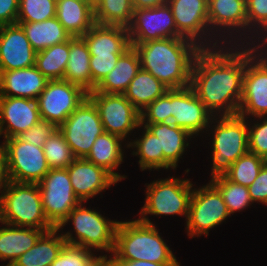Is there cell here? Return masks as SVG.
<instances>
[{
	"label": "cell",
	"mask_w": 267,
	"mask_h": 266,
	"mask_svg": "<svg viewBox=\"0 0 267 266\" xmlns=\"http://www.w3.org/2000/svg\"><path fill=\"white\" fill-rule=\"evenodd\" d=\"M40 120L37 100L0 96V139L19 136Z\"/></svg>",
	"instance_id": "ffe728a7"
},
{
	"label": "cell",
	"mask_w": 267,
	"mask_h": 266,
	"mask_svg": "<svg viewBox=\"0 0 267 266\" xmlns=\"http://www.w3.org/2000/svg\"><path fill=\"white\" fill-rule=\"evenodd\" d=\"M134 10L154 8L164 5L168 0H131Z\"/></svg>",
	"instance_id": "f907efd6"
},
{
	"label": "cell",
	"mask_w": 267,
	"mask_h": 266,
	"mask_svg": "<svg viewBox=\"0 0 267 266\" xmlns=\"http://www.w3.org/2000/svg\"><path fill=\"white\" fill-rule=\"evenodd\" d=\"M220 191L230 216L247 212L251 207L255 208L248 192V187L228 180L224 175L210 180Z\"/></svg>",
	"instance_id": "d590c367"
},
{
	"label": "cell",
	"mask_w": 267,
	"mask_h": 266,
	"mask_svg": "<svg viewBox=\"0 0 267 266\" xmlns=\"http://www.w3.org/2000/svg\"><path fill=\"white\" fill-rule=\"evenodd\" d=\"M170 109L171 123L187 130L198 141L214 118L190 86L170 89Z\"/></svg>",
	"instance_id": "e0dca14e"
},
{
	"label": "cell",
	"mask_w": 267,
	"mask_h": 266,
	"mask_svg": "<svg viewBox=\"0 0 267 266\" xmlns=\"http://www.w3.org/2000/svg\"><path fill=\"white\" fill-rule=\"evenodd\" d=\"M248 45L267 47V0H246Z\"/></svg>",
	"instance_id": "8d00e7d4"
},
{
	"label": "cell",
	"mask_w": 267,
	"mask_h": 266,
	"mask_svg": "<svg viewBox=\"0 0 267 266\" xmlns=\"http://www.w3.org/2000/svg\"><path fill=\"white\" fill-rule=\"evenodd\" d=\"M49 80L31 66L10 71H0V96L36 100Z\"/></svg>",
	"instance_id": "d4e9b609"
},
{
	"label": "cell",
	"mask_w": 267,
	"mask_h": 266,
	"mask_svg": "<svg viewBox=\"0 0 267 266\" xmlns=\"http://www.w3.org/2000/svg\"><path fill=\"white\" fill-rule=\"evenodd\" d=\"M82 38L90 54H123L131 47L128 28L95 24Z\"/></svg>",
	"instance_id": "4316f807"
},
{
	"label": "cell",
	"mask_w": 267,
	"mask_h": 266,
	"mask_svg": "<svg viewBox=\"0 0 267 266\" xmlns=\"http://www.w3.org/2000/svg\"><path fill=\"white\" fill-rule=\"evenodd\" d=\"M66 244L57 227L45 231L37 243L24 252L11 266H50Z\"/></svg>",
	"instance_id": "f546056e"
},
{
	"label": "cell",
	"mask_w": 267,
	"mask_h": 266,
	"mask_svg": "<svg viewBox=\"0 0 267 266\" xmlns=\"http://www.w3.org/2000/svg\"><path fill=\"white\" fill-rule=\"evenodd\" d=\"M0 221L18 227L51 230L36 183L11 181L0 193Z\"/></svg>",
	"instance_id": "52a82bcc"
},
{
	"label": "cell",
	"mask_w": 267,
	"mask_h": 266,
	"mask_svg": "<svg viewBox=\"0 0 267 266\" xmlns=\"http://www.w3.org/2000/svg\"><path fill=\"white\" fill-rule=\"evenodd\" d=\"M36 53L19 24L0 26V71L34 66Z\"/></svg>",
	"instance_id": "44dd1931"
},
{
	"label": "cell",
	"mask_w": 267,
	"mask_h": 266,
	"mask_svg": "<svg viewBox=\"0 0 267 266\" xmlns=\"http://www.w3.org/2000/svg\"><path fill=\"white\" fill-rule=\"evenodd\" d=\"M90 70L92 75V91L115 67L122 54H90Z\"/></svg>",
	"instance_id": "ee69618b"
},
{
	"label": "cell",
	"mask_w": 267,
	"mask_h": 266,
	"mask_svg": "<svg viewBox=\"0 0 267 266\" xmlns=\"http://www.w3.org/2000/svg\"><path fill=\"white\" fill-rule=\"evenodd\" d=\"M128 152V142L117 135L103 132L97 137L85 159L104 168L118 182H123L130 179L126 171L123 174L121 170V167H125L123 163L129 158Z\"/></svg>",
	"instance_id": "cb8c5ba5"
},
{
	"label": "cell",
	"mask_w": 267,
	"mask_h": 266,
	"mask_svg": "<svg viewBox=\"0 0 267 266\" xmlns=\"http://www.w3.org/2000/svg\"><path fill=\"white\" fill-rule=\"evenodd\" d=\"M16 23L23 28L30 45L36 52L64 43L72 37L56 17L42 22Z\"/></svg>",
	"instance_id": "1f68e13d"
},
{
	"label": "cell",
	"mask_w": 267,
	"mask_h": 266,
	"mask_svg": "<svg viewBox=\"0 0 267 266\" xmlns=\"http://www.w3.org/2000/svg\"><path fill=\"white\" fill-rule=\"evenodd\" d=\"M246 67V45L200 49L191 70L190 87L214 116L238 115Z\"/></svg>",
	"instance_id": "6da1fadb"
},
{
	"label": "cell",
	"mask_w": 267,
	"mask_h": 266,
	"mask_svg": "<svg viewBox=\"0 0 267 266\" xmlns=\"http://www.w3.org/2000/svg\"><path fill=\"white\" fill-rule=\"evenodd\" d=\"M108 266H183L182 263H155L142 260H108Z\"/></svg>",
	"instance_id": "681fc988"
},
{
	"label": "cell",
	"mask_w": 267,
	"mask_h": 266,
	"mask_svg": "<svg viewBox=\"0 0 267 266\" xmlns=\"http://www.w3.org/2000/svg\"><path fill=\"white\" fill-rule=\"evenodd\" d=\"M43 211L48 221L58 225L81 201L76 197L67 168L50 169L38 183Z\"/></svg>",
	"instance_id": "5bb4252c"
},
{
	"label": "cell",
	"mask_w": 267,
	"mask_h": 266,
	"mask_svg": "<svg viewBox=\"0 0 267 266\" xmlns=\"http://www.w3.org/2000/svg\"><path fill=\"white\" fill-rule=\"evenodd\" d=\"M248 149L267 161V116L248 119Z\"/></svg>",
	"instance_id": "b9f144b4"
},
{
	"label": "cell",
	"mask_w": 267,
	"mask_h": 266,
	"mask_svg": "<svg viewBox=\"0 0 267 266\" xmlns=\"http://www.w3.org/2000/svg\"><path fill=\"white\" fill-rule=\"evenodd\" d=\"M178 33L201 49L222 44L211 34L208 24V0H168Z\"/></svg>",
	"instance_id": "4fadbf2b"
},
{
	"label": "cell",
	"mask_w": 267,
	"mask_h": 266,
	"mask_svg": "<svg viewBox=\"0 0 267 266\" xmlns=\"http://www.w3.org/2000/svg\"><path fill=\"white\" fill-rule=\"evenodd\" d=\"M190 169L192 168L183 170L181 176L177 175V172L168 173L169 175L157 173V177L156 173L155 176L152 173L151 178L154 177V179H150V182L144 184L143 195L145 197L144 201L141 202L143 205H141L140 210L137 209L138 213L136 212L134 217L143 223L158 225L157 219L164 218L165 220L168 218L169 220V217L174 219L178 216L177 218L185 219L182 223L185 225L195 182L193 181L194 178L191 179L189 175ZM156 217L157 219H153Z\"/></svg>",
	"instance_id": "3957f363"
},
{
	"label": "cell",
	"mask_w": 267,
	"mask_h": 266,
	"mask_svg": "<svg viewBox=\"0 0 267 266\" xmlns=\"http://www.w3.org/2000/svg\"><path fill=\"white\" fill-rule=\"evenodd\" d=\"M90 53L82 37L70 38V52L63 80L81 87L87 93L92 91Z\"/></svg>",
	"instance_id": "4dcf8cb0"
},
{
	"label": "cell",
	"mask_w": 267,
	"mask_h": 266,
	"mask_svg": "<svg viewBox=\"0 0 267 266\" xmlns=\"http://www.w3.org/2000/svg\"><path fill=\"white\" fill-rule=\"evenodd\" d=\"M119 219L115 247L108 260H142L155 263H181L171 240L165 239L159 225H149L136 217ZM165 236V237H164ZM169 244V245H168Z\"/></svg>",
	"instance_id": "5b68a950"
},
{
	"label": "cell",
	"mask_w": 267,
	"mask_h": 266,
	"mask_svg": "<svg viewBox=\"0 0 267 266\" xmlns=\"http://www.w3.org/2000/svg\"><path fill=\"white\" fill-rule=\"evenodd\" d=\"M208 24L222 45H248L246 0H208Z\"/></svg>",
	"instance_id": "30bf717a"
},
{
	"label": "cell",
	"mask_w": 267,
	"mask_h": 266,
	"mask_svg": "<svg viewBox=\"0 0 267 266\" xmlns=\"http://www.w3.org/2000/svg\"><path fill=\"white\" fill-rule=\"evenodd\" d=\"M9 179L19 183L38 184L49 172L43 147L21 140L4 139Z\"/></svg>",
	"instance_id": "9a60e30c"
},
{
	"label": "cell",
	"mask_w": 267,
	"mask_h": 266,
	"mask_svg": "<svg viewBox=\"0 0 267 266\" xmlns=\"http://www.w3.org/2000/svg\"><path fill=\"white\" fill-rule=\"evenodd\" d=\"M95 24L128 27L133 18L131 0H94Z\"/></svg>",
	"instance_id": "836d02e7"
},
{
	"label": "cell",
	"mask_w": 267,
	"mask_h": 266,
	"mask_svg": "<svg viewBox=\"0 0 267 266\" xmlns=\"http://www.w3.org/2000/svg\"><path fill=\"white\" fill-rule=\"evenodd\" d=\"M58 130V126L47 120H40L35 126L29 130L22 132L18 137L28 143H32L37 147H43L47 139Z\"/></svg>",
	"instance_id": "f6af8a7d"
},
{
	"label": "cell",
	"mask_w": 267,
	"mask_h": 266,
	"mask_svg": "<svg viewBox=\"0 0 267 266\" xmlns=\"http://www.w3.org/2000/svg\"><path fill=\"white\" fill-rule=\"evenodd\" d=\"M70 52V39L36 53L35 66L48 80H63Z\"/></svg>",
	"instance_id": "e575fe53"
},
{
	"label": "cell",
	"mask_w": 267,
	"mask_h": 266,
	"mask_svg": "<svg viewBox=\"0 0 267 266\" xmlns=\"http://www.w3.org/2000/svg\"><path fill=\"white\" fill-rule=\"evenodd\" d=\"M145 126L154 136L158 137L160 151H163L164 158L177 170L180 163H184L185 158H189L192 152L196 156L198 140L187 130L177 127L171 122L160 124H141ZM197 146H195V145ZM196 147V148H195ZM191 149V150H190ZM195 150V151H192ZM191 151V153L189 152ZM187 156V157H186ZM182 160V161H181Z\"/></svg>",
	"instance_id": "7402d4cb"
},
{
	"label": "cell",
	"mask_w": 267,
	"mask_h": 266,
	"mask_svg": "<svg viewBox=\"0 0 267 266\" xmlns=\"http://www.w3.org/2000/svg\"><path fill=\"white\" fill-rule=\"evenodd\" d=\"M140 58L141 68L169 89L190 86L192 64L200 47L183 38H166L131 44Z\"/></svg>",
	"instance_id": "7a4b0ae2"
},
{
	"label": "cell",
	"mask_w": 267,
	"mask_h": 266,
	"mask_svg": "<svg viewBox=\"0 0 267 266\" xmlns=\"http://www.w3.org/2000/svg\"><path fill=\"white\" fill-rule=\"evenodd\" d=\"M171 122L170 89L140 112V124Z\"/></svg>",
	"instance_id": "7bdbcfd3"
},
{
	"label": "cell",
	"mask_w": 267,
	"mask_h": 266,
	"mask_svg": "<svg viewBox=\"0 0 267 266\" xmlns=\"http://www.w3.org/2000/svg\"><path fill=\"white\" fill-rule=\"evenodd\" d=\"M58 130L75 158H85L97 137L104 132L98 109L89 97L67 117Z\"/></svg>",
	"instance_id": "8fae6325"
},
{
	"label": "cell",
	"mask_w": 267,
	"mask_h": 266,
	"mask_svg": "<svg viewBox=\"0 0 267 266\" xmlns=\"http://www.w3.org/2000/svg\"><path fill=\"white\" fill-rule=\"evenodd\" d=\"M43 150L50 169L67 168L75 160L70 146L59 130L47 139Z\"/></svg>",
	"instance_id": "f35d334b"
},
{
	"label": "cell",
	"mask_w": 267,
	"mask_h": 266,
	"mask_svg": "<svg viewBox=\"0 0 267 266\" xmlns=\"http://www.w3.org/2000/svg\"><path fill=\"white\" fill-rule=\"evenodd\" d=\"M130 44L166 38L182 37L178 31L170 6L134 10L131 24L127 27Z\"/></svg>",
	"instance_id": "ac0fdd59"
},
{
	"label": "cell",
	"mask_w": 267,
	"mask_h": 266,
	"mask_svg": "<svg viewBox=\"0 0 267 266\" xmlns=\"http://www.w3.org/2000/svg\"><path fill=\"white\" fill-rule=\"evenodd\" d=\"M137 136V137H136ZM130 158L135 157L140 172L153 173H174L177 170L164 158L163 151H160L158 137L154 136L145 126L141 124L134 133L132 140L128 143ZM158 171V172H157Z\"/></svg>",
	"instance_id": "603a6c76"
},
{
	"label": "cell",
	"mask_w": 267,
	"mask_h": 266,
	"mask_svg": "<svg viewBox=\"0 0 267 266\" xmlns=\"http://www.w3.org/2000/svg\"><path fill=\"white\" fill-rule=\"evenodd\" d=\"M168 90L162 82L141 68L123 95L141 112Z\"/></svg>",
	"instance_id": "d6a6232c"
},
{
	"label": "cell",
	"mask_w": 267,
	"mask_h": 266,
	"mask_svg": "<svg viewBox=\"0 0 267 266\" xmlns=\"http://www.w3.org/2000/svg\"><path fill=\"white\" fill-rule=\"evenodd\" d=\"M199 145L208 149L204 151L208 152L205 160L210 163L207 181L223 176L238 158L249 152L248 119L240 115L214 116Z\"/></svg>",
	"instance_id": "8992f818"
},
{
	"label": "cell",
	"mask_w": 267,
	"mask_h": 266,
	"mask_svg": "<svg viewBox=\"0 0 267 266\" xmlns=\"http://www.w3.org/2000/svg\"><path fill=\"white\" fill-rule=\"evenodd\" d=\"M57 0H19L17 22H42L56 17Z\"/></svg>",
	"instance_id": "ab89813d"
},
{
	"label": "cell",
	"mask_w": 267,
	"mask_h": 266,
	"mask_svg": "<svg viewBox=\"0 0 267 266\" xmlns=\"http://www.w3.org/2000/svg\"><path fill=\"white\" fill-rule=\"evenodd\" d=\"M238 115L267 116V47L246 45V67Z\"/></svg>",
	"instance_id": "9c48e42d"
},
{
	"label": "cell",
	"mask_w": 267,
	"mask_h": 266,
	"mask_svg": "<svg viewBox=\"0 0 267 266\" xmlns=\"http://www.w3.org/2000/svg\"><path fill=\"white\" fill-rule=\"evenodd\" d=\"M56 18L72 37H82L95 25L92 0H57Z\"/></svg>",
	"instance_id": "83f0119b"
},
{
	"label": "cell",
	"mask_w": 267,
	"mask_h": 266,
	"mask_svg": "<svg viewBox=\"0 0 267 266\" xmlns=\"http://www.w3.org/2000/svg\"><path fill=\"white\" fill-rule=\"evenodd\" d=\"M266 162L256 154L248 152L238 158L224 176L234 183L248 187L256 179Z\"/></svg>",
	"instance_id": "74e56055"
},
{
	"label": "cell",
	"mask_w": 267,
	"mask_h": 266,
	"mask_svg": "<svg viewBox=\"0 0 267 266\" xmlns=\"http://www.w3.org/2000/svg\"><path fill=\"white\" fill-rule=\"evenodd\" d=\"M248 192L255 206L258 204L260 206L264 205L260 208L267 207V162L263 165L253 183L248 186Z\"/></svg>",
	"instance_id": "bcb514c9"
},
{
	"label": "cell",
	"mask_w": 267,
	"mask_h": 266,
	"mask_svg": "<svg viewBox=\"0 0 267 266\" xmlns=\"http://www.w3.org/2000/svg\"><path fill=\"white\" fill-rule=\"evenodd\" d=\"M87 97L88 93L75 84L49 80L36 100L41 119L59 127Z\"/></svg>",
	"instance_id": "2e32d148"
},
{
	"label": "cell",
	"mask_w": 267,
	"mask_h": 266,
	"mask_svg": "<svg viewBox=\"0 0 267 266\" xmlns=\"http://www.w3.org/2000/svg\"><path fill=\"white\" fill-rule=\"evenodd\" d=\"M88 97L98 109L104 132L130 142L140 125V112L123 94L91 91Z\"/></svg>",
	"instance_id": "7c38bea8"
},
{
	"label": "cell",
	"mask_w": 267,
	"mask_h": 266,
	"mask_svg": "<svg viewBox=\"0 0 267 266\" xmlns=\"http://www.w3.org/2000/svg\"><path fill=\"white\" fill-rule=\"evenodd\" d=\"M67 170L73 191L81 202L99 201L105 197L107 190L119 185V182L104 168L96 166L85 158H75Z\"/></svg>",
	"instance_id": "d6986e66"
},
{
	"label": "cell",
	"mask_w": 267,
	"mask_h": 266,
	"mask_svg": "<svg viewBox=\"0 0 267 266\" xmlns=\"http://www.w3.org/2000/svg\"><path fill=\"white\" fill-rule=\"evenodd\" d=\"M10 182L7 169V156L4 141L0 139V193Z\"/></svg>",
	"instance_id": "c3c4849f"
},
{
	"label": "cell",
	"mask_w": 267,
	"mask_h": 266,
	"mask_svg": "<svg viewBox=\"0 0 267 266\" xmlns=\"http://www.w3.org/2000/svg\"><path fill=\"white\" fill-rule=\"evenodd\" d=\"M48 230L18 227L0 221V264L11 266Z\"/></svg>",
	"instance_id": "484cf974"
},
{
	"label": "cell",
	"mask_w": 267,
	"mask_h": 266,
	"mask_svg": "<svg viewBox=\"0 0 267 266\" xmlns=\"http://www.w3.org/2000/svg\"><path fill=\"white\" fill-rule=\"evenodd\" d=\"M19 0H0V26L16 24Z\"/></svg>",
	"instance_id": "7dc6e473"
},
{
	"label": "cell",
	"mask_w": 267,
	"mask_h": 266,
	"mask_svg": "<svg viewBox=\"0 0 267 266\" xmlns=\"http://www.w3.org/2000/svg\"><path fill=\"white\" fill-rule=\"evenodd\" d=\"M100 258L93 250L65 244L50 266H93Z\"/></svg>",
	"instance_id": "60d3db41"
},
{
	"label": "cell",
	"mask_w": 267,
	"mask_h": 266,
	"mask_svg": "<svg viewBox=\"0 0 267 266\" xmlns=\"http://www.w3.org/2000/svg\"><path fill=\"white\" fill-rule=\"evenodd\" d=\"M204 180L203 184L194 182L188 218L184 225V234L195 241L203 236L208 238L212 230L216 231L231 218L219 189L210 180Z\"/></svg>",
	"instance_id": "ba28073f"
},
{
	"label": "cell",
	"mask_w": 267,
	"mask_h": 266,
	"mask_svg": "<svg viewBox=\"0 0 267 266\" xmlns=\"http://www.w3.org/2000/svg\"><path fill=\"white\" fill-rule=\"evenodd\" d=\"M94 203H79L57 228L66 244L90 249L101 257L108 258L114 251L115 231L119 220L118 217H110L98 205H91Z\"/></svg>",
	"instance_id": "277c9868"
},
{
	"label": "cell",
	"mask_w": 267,
	"mask_h": 266,
	"mask_svg": "<svg viewBox=\"0 0 267 266\" xmlns=\"http://www.w3.org/2000/svg\"><path fill=\"white\" fill-rule=\"evenodd\" d=\"M93 266H108V258L101 257Z\"/></svg>",
	"instance_id": "816d5d0a"
},
{
	"label": "cell",
	"mask_w": 267,
	"mask_h": 266,
	"mask_svg": "<svg viewBox=\"0 0 267 266\" xmlns=\"http://www.w3.org/2000/svg\"><path fill=\"white\" fill-rule=\"evenodd\" d=\"M140 69L139 55L131 46L119 57L115 67L95 87L94 91L105 94H124Z\"/></svg>",
	"instance_id": "f1b7e54d"
}]
</instances>
